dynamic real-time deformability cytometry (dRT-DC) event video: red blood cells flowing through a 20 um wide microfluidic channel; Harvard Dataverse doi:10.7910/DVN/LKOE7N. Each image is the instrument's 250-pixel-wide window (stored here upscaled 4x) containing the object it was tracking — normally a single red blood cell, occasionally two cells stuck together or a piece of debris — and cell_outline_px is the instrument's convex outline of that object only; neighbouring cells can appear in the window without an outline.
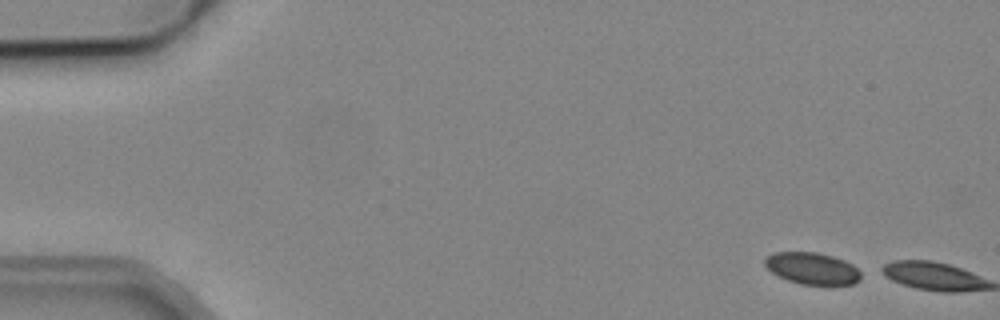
{"species": "common noctule bat (a hibernating species)", "species_latin": "Nyctalus noctula", "temperature_condition": "cold", "stored_images_in_passage": 2, "camera_frame_rate_fps": 3000, "um_per_image_px": 0.085, "animal": {"sex": "male", "body_mass_g": 19.2, "forearm_length_mm": 51.8}, "frame": {"image": 1, "passage_image": 1, "time_ms": 0.0, "image_size_px": [1000, 320], "cell_outline_px": [[864, 272], [860, 280], [852, 284], [800, 284], [788, 280], [772, 272], [764, 264], [764, 260], [768, 256], [776, 252], [816, 252], [832, 256], [844, 260], [852, 264]], "centroid_in_image_um": [69.09, 22.81], "position_along_channel_um": 15.9, "area_um2": 17.74}}